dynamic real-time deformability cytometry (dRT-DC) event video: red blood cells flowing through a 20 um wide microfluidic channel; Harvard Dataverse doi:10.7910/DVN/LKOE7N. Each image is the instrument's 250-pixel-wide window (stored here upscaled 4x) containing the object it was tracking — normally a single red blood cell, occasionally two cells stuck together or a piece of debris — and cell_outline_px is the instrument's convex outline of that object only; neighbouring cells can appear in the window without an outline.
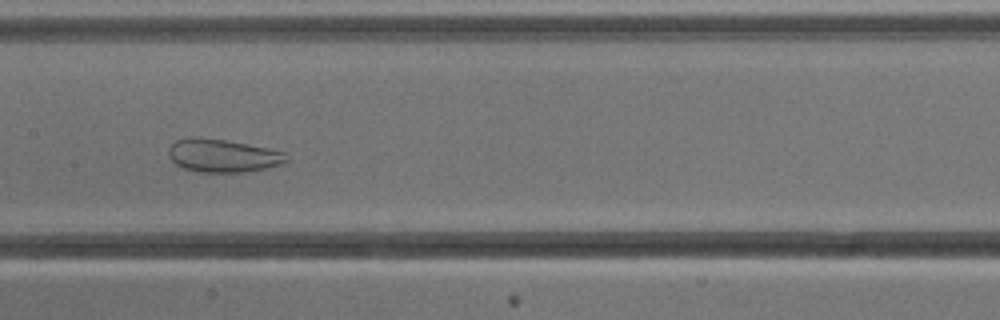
{"species": "common noctule bat (a hibernating species)", "species_latin": "Nyctalus noctula", "temperature_condition": "cold", "stored_images_in_passage": 9, "camera_frame_rate_fps": 3000, "um_per_image_px": 0.085, "animal": {"sex": "male", "body_mass_g": 13.3}, "frame": {"image": 1, "passage_image": 8, "time_ms": 8.0, "image_size_px": [1000, 320], "cell_outline_px": [[288, 160], [284, 164], [264, 168], [240, 172], [200, 172], [184, 168], [176, 164], [172, 160], [168, 152], [168, 148], [176, 140], [192, 136], [196, 136], [224, 140], [268, 148], [284, 152]], "centroid_in_image_um": [18.91, 13.22], "position_along_channel_um": 188.5, "area_um2": 22.54}}